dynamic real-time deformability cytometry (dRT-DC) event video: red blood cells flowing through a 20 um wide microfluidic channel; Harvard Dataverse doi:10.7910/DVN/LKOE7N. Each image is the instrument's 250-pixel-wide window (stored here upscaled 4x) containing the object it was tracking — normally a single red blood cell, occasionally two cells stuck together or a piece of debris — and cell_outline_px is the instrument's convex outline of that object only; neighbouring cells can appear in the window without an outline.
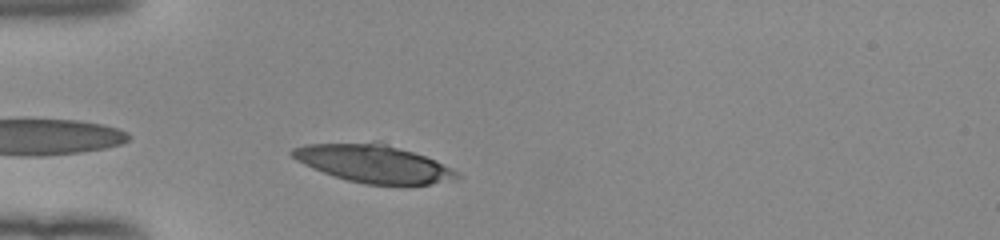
{"species": "human", "species_latin": "Homo sapiens", "temperature_condition": "room temperature", "stored_images_in_passage": 26, "camera_frame_rate_fps": 3000, "um_per_image_px": 0.085, "donor": {"sex": "female"}, "frame": {"image": 1, "passage_image": 2, "time_ms": 0.333, "image_size_px": [1000, 240], "cell_outline_px": [[460, 176], [456, 180], [432, 184], [364, 184], [348, 180], [312, 168], [296, 160], [288, 152], [292, 148], [304, 144], [376, 140], [380, 140], [436, 160], [452, 168]], "centroid_in_image_um": [31.73, 13.86], "position_along_channel_um": 53.3, "area_um2": 36.88}}
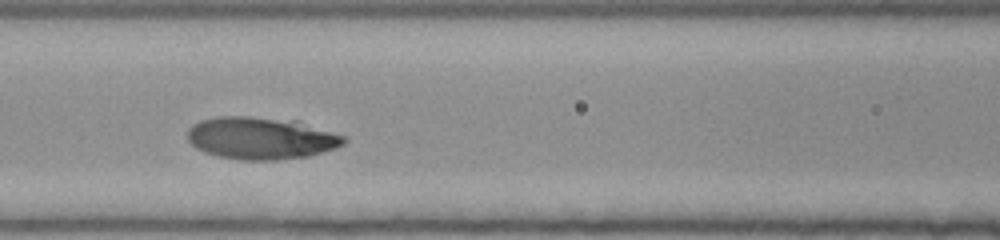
{"frame": {"image": 2, "passage_image": 10, "time_ms": 3.0, "image_size_px": [1000, 240], "cell_outline_px": [[348, 140], [344, 144], [336, 148], [308, 156], [276, 160], [240, 160], [216, 156], [204, 152], [196, 148], [188, 140], [188, 128], [192, 124], [200, 120], [216, 116], [248, 116], [296, 120], [344, 136]], "centroid_in_image_um": [22.16, 11.74], "position_along_channel_um": 144.4, "area_um2": 38.73}}
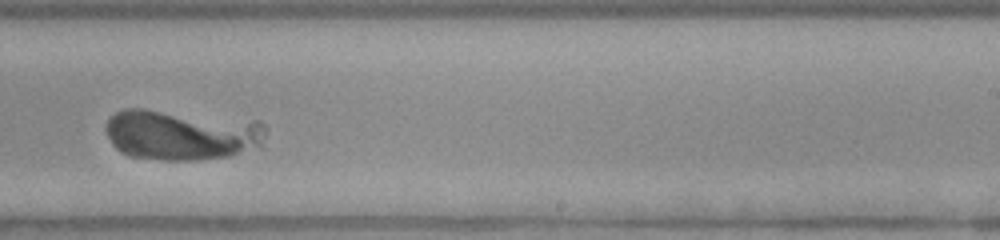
{"frame": {"image": 3, "passage_image": 20, "time_ms": 6.333, "image_size_px": [1000, 240], "cell_outline_px": [[264, 136], [260, 144], [228, 156], [196, 160], [164, 160], [132, 156], [116, 148], [108, 140], [104, 132], [104, 124], [108, 116], [124, 108], [144, 108], [260, 120], [264, 124]], "centroid_in_image_um": [15.34, 11.41], "position_along_channel_um": 273.7, "area_um2": 47.51}}